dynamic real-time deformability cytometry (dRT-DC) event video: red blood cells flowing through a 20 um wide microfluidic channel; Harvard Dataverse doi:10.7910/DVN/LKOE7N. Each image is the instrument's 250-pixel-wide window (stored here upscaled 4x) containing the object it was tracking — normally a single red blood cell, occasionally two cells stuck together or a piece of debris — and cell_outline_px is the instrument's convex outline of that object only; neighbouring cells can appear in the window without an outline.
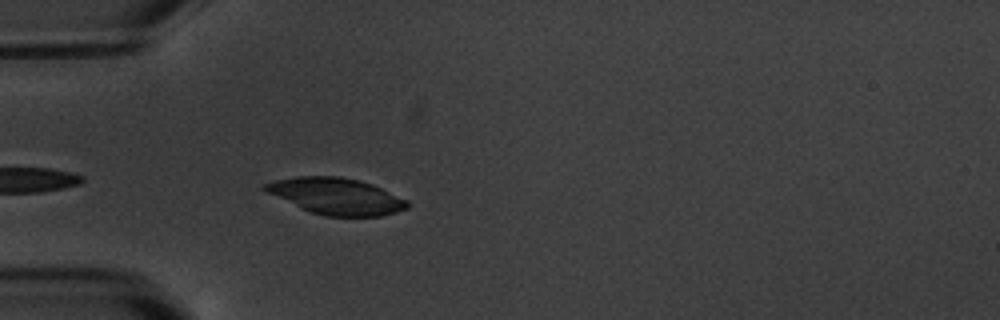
{"species": "common noctule bat (a hibernating species)", "species_latin": "Nyctalus noctula", "temperature_condition": "warm", "stored_images_in_passage": 4, "camera_frame_rate_fps": 3000, "um_per_image_px": 0.085, "animal": {"sex": "male", "body_mass_g": 20.1, "forearm_length_mm": 53.5}, "frame": {"image": 1, "passage_image": 4, "time_ms": 3.333, "image_size_px": [1000, 320], "cell_outline_px": [[408, 208], [384, 216], [324, 216], [300, 208], [264, 192], [260, 188], [264, 184], [276, 180], [296, 176], [340, 176], [372, 184], [408, 200]], "centroid_in_image_um": [28.54, 16.67], "position_along_channel_um": 56.5, "area_um2": 30.29}}